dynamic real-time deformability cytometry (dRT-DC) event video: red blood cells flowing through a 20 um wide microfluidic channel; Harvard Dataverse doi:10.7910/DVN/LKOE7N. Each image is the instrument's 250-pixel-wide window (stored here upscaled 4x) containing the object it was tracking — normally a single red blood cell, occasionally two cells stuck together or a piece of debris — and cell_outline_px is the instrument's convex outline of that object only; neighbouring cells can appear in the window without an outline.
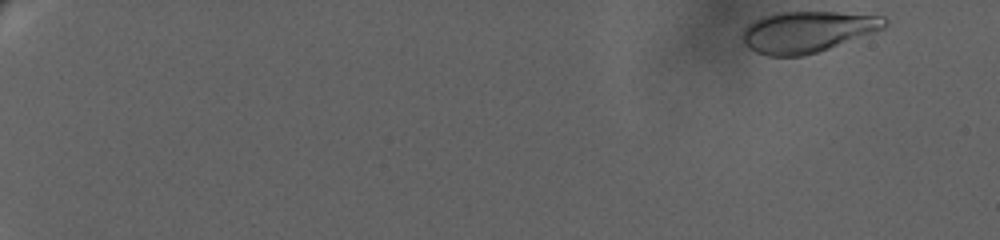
{"species": "human", "species_latin": "Homo sapiens", "temperature_condition": "warm", "stored_images_in_passage": 56, "camera_frame_rate_fps": 3000, "um_per_image_px": 0.085, "donor": {"sex": "female"}, "frame": {"image": 1, "passage_image": 1, "time_ms": 0.0, "image_size_px": [1000, 240], "cell_outline_px": [[888, 24], [884, 28], [828, 48], [804, 56], [768, 56], [756, 52], [748, 48], [744, 44], [744, 28], [748, 24], [764, 16], [776, 12], [836, 12], [884, 16], [888, 20]], "centroid_in_image_um": [68.62, 2.69], "position_along_channel_um": 16.4, "area_um2": 33.76}}
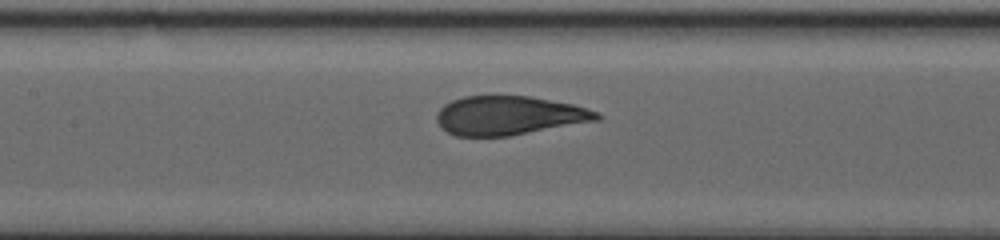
{"frame": {"image": 2, "passage_image": 31, "time_ms": 11.667, "image_size_px": [1000, 240], "cell_outline_px": [[604, 116], [600, 120], [508, 136], [456, 136], [440, 128], [436, 120], [436, 112], [444, 104], [452, 100], [464, 96], [532, 96], [572, 104], [588, 108], [600, 112]], "centroid_in_image_um": [43.28, 9.82], "position_along_channel_um": 164.1, "area_um2": 36.65}}
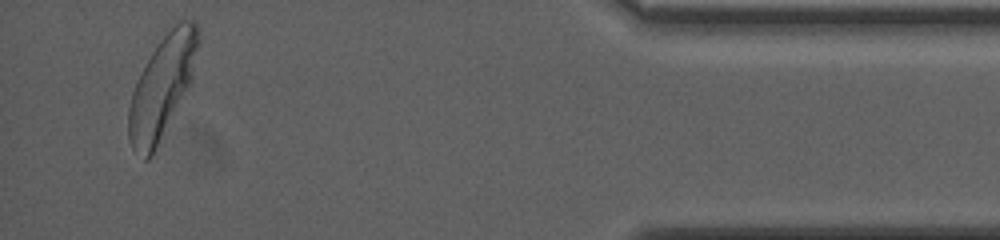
{"frame": {"image": 3, "passage_image": 56, "time_ms": 21.667, "image_size_px": [1000, 240], "cell_outline_px": [[200, 40], [188, 84], [152, 156], [148, 160], [144, 160], [132, 148], [128, 136], [128, 108], [132, 92], [136, 80], [140, 72], [164, 28], [180, 20], [196, 20]], "centroid_in_image_um": [13.73, 7.28], "position_along_channel_um": 421.5, "area_um2": 41.04}, "authors_computed_cell_mechanics": {"area_um2": 36.6741, "velocity_mm_per_s": 3.0496, "shape_relaxation_time_tau1_ms": 5.663, "shape_relaxation_time_tau2_ms": null, "deformation_change_tau1": 0.218, "deformation_change_tau2": null}}